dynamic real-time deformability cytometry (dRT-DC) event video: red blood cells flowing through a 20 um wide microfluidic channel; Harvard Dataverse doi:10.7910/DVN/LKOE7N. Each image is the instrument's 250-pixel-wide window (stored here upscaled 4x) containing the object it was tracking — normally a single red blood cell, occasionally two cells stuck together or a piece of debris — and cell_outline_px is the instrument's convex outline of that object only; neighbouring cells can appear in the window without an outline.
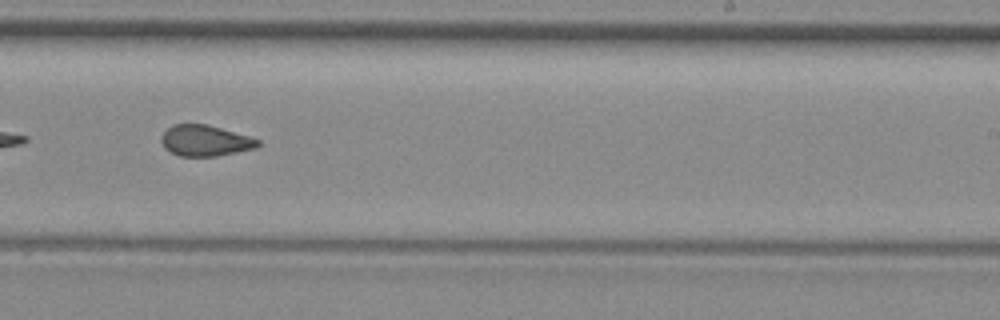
{"species": "common noctule bat (a hibernating species)", "species_latin": "Nyctalus noctula", "temperature_condition": "room temperature", "stored_images_in_passage": 37, "camera_frame_rate_fps": 3000, "um_per_image_px": 0.085, "animal": {"sex": "female", "body_mass_g": 29.2, "forearm_length_mm": 56.3}, "frame": {"image": 1, "passage_image": 32, "time_ms": 10.333, "image_size_px": [1000, 320], "cell_outline_px": [[260, 144], [256, 148], [216, 156], [180, 156], [164, 148], [160, 140], [160, 136], [168, 128], [176, 124], [208, 124], [248, 136], [260, 140]], "centroid_in_image_um": [17.43, 11.95], "position_along_channel_um": 271.6, "area_um2": 17.34}}